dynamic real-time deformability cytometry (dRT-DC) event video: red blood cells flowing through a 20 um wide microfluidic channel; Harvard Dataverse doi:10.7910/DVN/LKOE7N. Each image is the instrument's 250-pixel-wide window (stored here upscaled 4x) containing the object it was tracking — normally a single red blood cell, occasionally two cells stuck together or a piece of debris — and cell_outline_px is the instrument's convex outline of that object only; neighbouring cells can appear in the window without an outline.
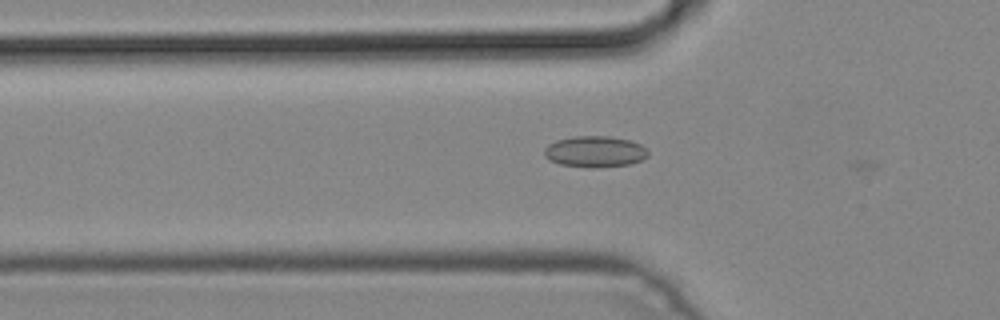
{"species": "common noctule bat (a hibernating species)", "species_latin": "Nyctalus noctula", "temperature_condition": "cold", "stored_images_in_passage": 31, "camera_frame_rate_fps": 3000, "um_per_image_px": 0.085, "animal": {"sex": "male", "body_mass_g": 19.2, "forearm_length_mm": 51.8}, "frame": {"image": 1, "passage_image": 2, "time_ms": 0.333, "image_size_px": [1000, 320], "cell_outline_px": [[648, 156], [640, 160], [628, 164], [592, 168], [560, 164], [548, 160], [544, 156], [544, 148], [548, 144], [556, 140], [572, 136], [608, 136], [632, 140], [648, 148]], "centroid_in_image_um": [50.55, 12.87], "position_along_channel_um": 75.2, "area_um2": 19.02}}
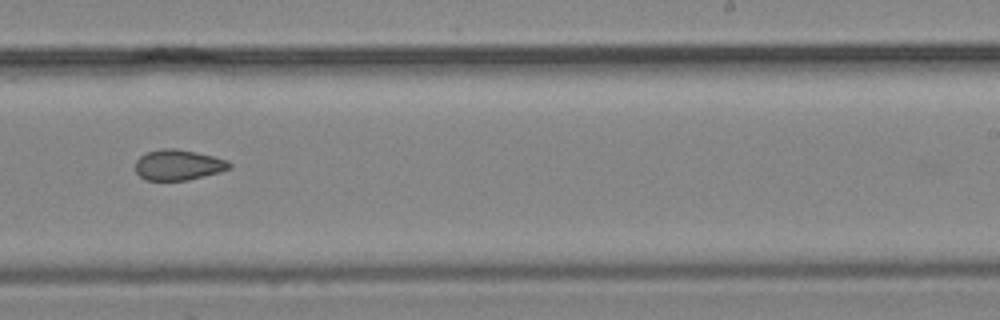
{"frame": {"image": 2, "passage_image": 16, "time_ms": 5.0, "image_size_px": [1000, 320], "cell_outline_px": [[232, 168], [220, 172], [188, 180], [144, 180], [136, 172], [136, 160], [140, 156], [148, 152], [164, 148], [176, 148], [196, 152], [228, 160], [232, 164]], "centroid_in_image_um": [15.17, 14.02], "position_along_channel_um": 273.8, "area_um2": 16.76}}
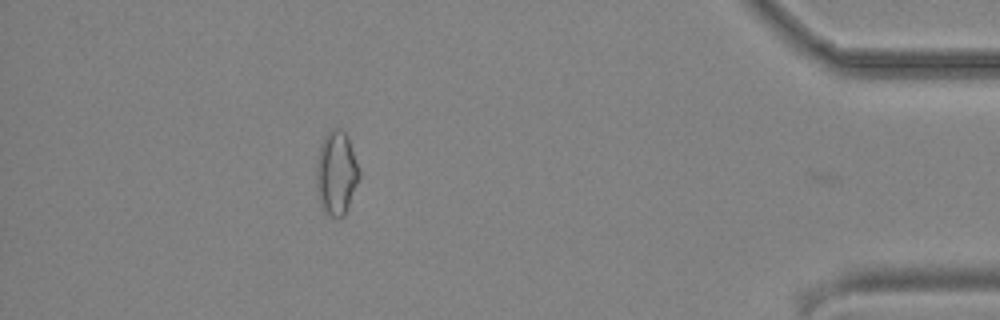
{"frame": {"image": 3, "passage_image": 29, "time_ms": 9.333, "image_size_px": [1000, 320], "cell_outline_px": [[360, 180], [344, 216], [332, 216], [324, 212], [320, 204], [316, 184], [316, 164], [320, 144], [324, 136], [332, 128], [340, 128], [348, 136], [360, 172]], "centroid_in_image_um": [28.59, 14.7], "position_along_channel_um": 406.6, "area_um2": 21.1}}